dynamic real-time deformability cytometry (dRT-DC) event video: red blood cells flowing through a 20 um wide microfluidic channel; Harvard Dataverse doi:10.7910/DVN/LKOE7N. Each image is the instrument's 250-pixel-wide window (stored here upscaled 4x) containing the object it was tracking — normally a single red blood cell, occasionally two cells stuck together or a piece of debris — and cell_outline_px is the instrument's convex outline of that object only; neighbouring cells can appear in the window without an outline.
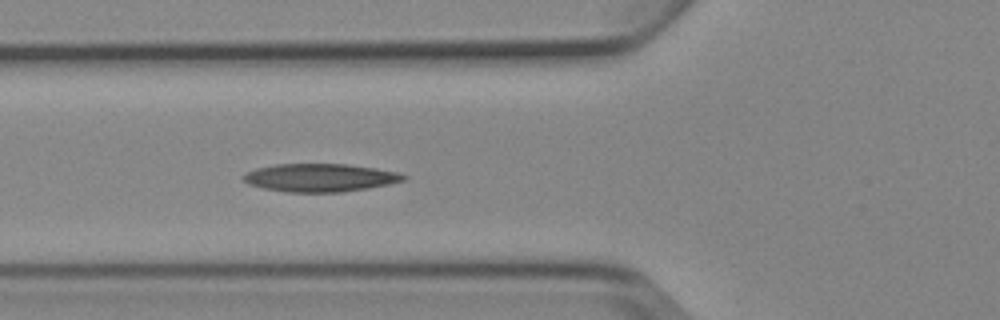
{"species": "Egyptian fruit bat (a non-hibernating species)", "species_latin": "Rousettus aegyptiacus", "temperature_condition": "cold", "stored_images_in_passage": 7, "segment_of_instrument_passage": [1, 2], "camera_frame_rate_fps": 3000, "um_per_image_px": 0.085, "animal": {"sex": "female"}, "frame": {"image": 1, "passage_image": 6, "time_ms": 5.667, "image_size_px": [1000, 320], "cell_outline_px": [[408, 180], [368, 188], [340, 192], [288, 192], [264, 188], [248, 184], [240, 176], [256, 168], [276, 164], [348, 164], [376, 168], [400, 172], [408, 176]], "centroid_in_image_um": [27.25, 15.1], "position_along_channel_um": 98.6, "area_um2": 26.3}}